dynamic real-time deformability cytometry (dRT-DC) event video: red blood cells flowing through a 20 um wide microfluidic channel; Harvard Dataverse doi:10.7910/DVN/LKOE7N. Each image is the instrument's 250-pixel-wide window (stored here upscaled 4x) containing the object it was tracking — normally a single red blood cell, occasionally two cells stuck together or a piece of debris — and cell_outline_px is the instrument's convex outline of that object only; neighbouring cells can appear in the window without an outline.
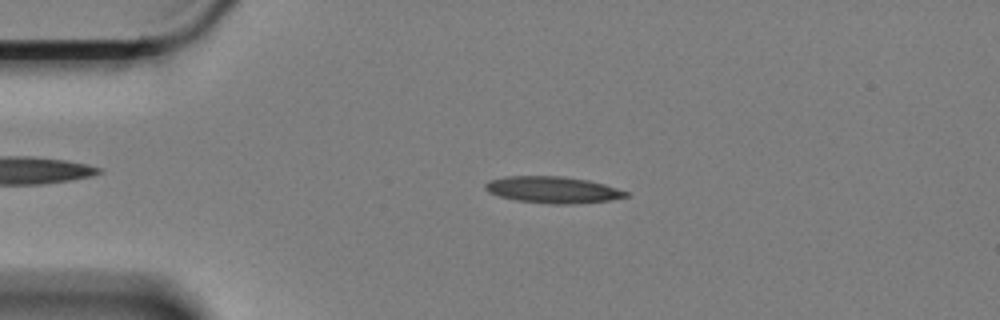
{"species": "Egyptian fruit bat (a non-hibernating species)", "species_latin": "Rousettus aegyptiacus", "temperature_condition": "cold", "stored_images_in_passage": 4, "camera_frame_rate_fps": 3000, "um_per_image_px": 0.085, "animal": {"sex": "female"}, "frame": {"image": 1, "passage_image": 3, "time_ms": 0.667, "image_size_px": [1000, 320], "cell_outline_px": [[632, 196], [608, 200], [568, 204], [556, 204], [520, 200], [500, 196], [488, 192], [484, 188], [484, 184], [488, 180], [504, 176], [564, 176], [588, 180], [604, 184], [628, 192]], "centroid_in_image_um": [46.98, 16.11], "position_along_channel_um": 38.0, "area_um2": 21.62}}